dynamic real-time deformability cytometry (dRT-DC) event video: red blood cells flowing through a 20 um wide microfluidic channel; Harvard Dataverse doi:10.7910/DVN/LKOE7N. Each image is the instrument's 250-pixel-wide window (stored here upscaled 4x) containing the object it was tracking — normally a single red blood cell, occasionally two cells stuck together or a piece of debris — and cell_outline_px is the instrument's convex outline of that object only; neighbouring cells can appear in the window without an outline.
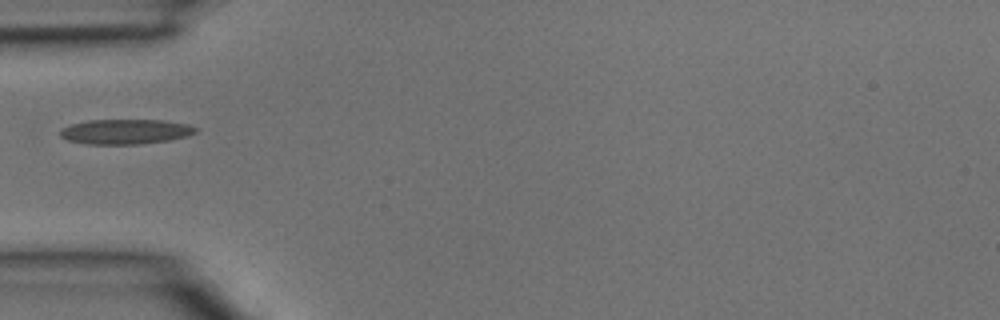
{"species": "common noctule bat (a hibernating species)", "species_latin": "Nyctalus noctula", "temperature_condition": "room temperature", "stored_images_in_passage": 2, "camera_frame_rate_fps": 3000, "um_per_image_px": 0.085, "animal": {"sex": "male", "body_mass_g": 15.6}, "frame": {"image": 1, "passage_image": 2, "time_ms": 0.333, "image_size_px": [1000, 320], "cell_outline_px": [[200, 128], [196, 132], [188, 136], [168, 140], [140, 144], [84, 144], [68, 140], [60, 136], [60, 128], [72, 124], [88, 120], [164, 120], [188, 124]], "centroid_in_image_um": [10.68, 11.18], "position_along_channel_um": 74.3, "area_um2": 19.83}}